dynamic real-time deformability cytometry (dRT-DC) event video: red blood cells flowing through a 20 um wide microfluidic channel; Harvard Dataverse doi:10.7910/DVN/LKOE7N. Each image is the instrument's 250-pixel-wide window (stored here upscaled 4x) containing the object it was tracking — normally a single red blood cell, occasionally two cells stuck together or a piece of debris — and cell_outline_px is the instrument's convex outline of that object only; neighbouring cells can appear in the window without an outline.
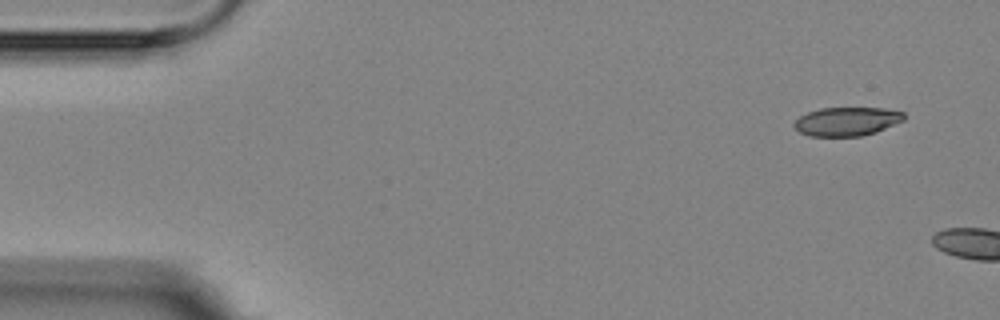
{"species": "Egyptian fruit bat (a non-hibernating species)", "species_latin": "Rousettus aegyptiacus", "temperature_condition": "room temperature", "stored_images_in_passage": 2, "camera_frame_rate_fps": 3000, "um_per_image_px": 0.085, "animal": {"sex": "female"}, "frame": {"image": 1, "passage_image": 1, "time_ms": 0.0, "image_size_px": [1000, 320], "cell_outline_px": [[904, 120], [876, 132], [860, 136], [808, 136], [800, 132], [792, 124], [800, 116], [808, 112], [820, 108], [884, 108], [904, 112]], "centroid_in_image_um": [71.98, 10.32], "position_along_channel_um": 13.0, "area_um2": 18.32}}